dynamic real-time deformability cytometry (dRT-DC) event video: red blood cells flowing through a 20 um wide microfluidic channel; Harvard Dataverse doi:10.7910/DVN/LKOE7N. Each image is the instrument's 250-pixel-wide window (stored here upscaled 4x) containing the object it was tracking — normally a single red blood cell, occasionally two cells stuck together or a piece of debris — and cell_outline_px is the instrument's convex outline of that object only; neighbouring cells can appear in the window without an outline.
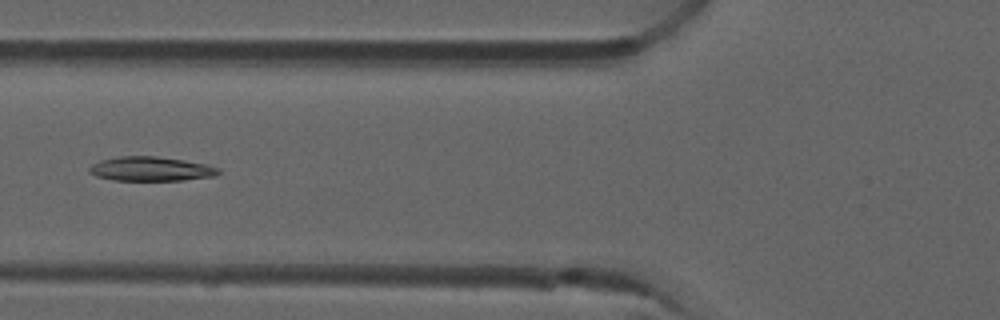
{"species": "common noctule bat (a hibernating species)", "species_latin": "Nyctalus noctula", "temperature_condition": "room temperature", "stored_images_in_passage": 51, "camera_frame_rate_fps": 3000, "um_per_image_px": 0.085, "animal": {"sex": "male", "forearm_length_mm": 52.5}, "frame": {"image": 1, "passage_image": 19, "time_ms": 6.0, "image_size_px": [1000, 320], "cell_outline_px": [[220, 172], [216, 176], [184, 180], [116, 180], [96, 176], [88, 172], [88, 168], [92, 164], [100, 160], [120, 156], [156, 156], [184, 160], [204, 164], [220, 168]], "centroid_in_image_um": [12.82, 14.35], "position_along_channel_um": 113.0, "area_um2": 18.26}}
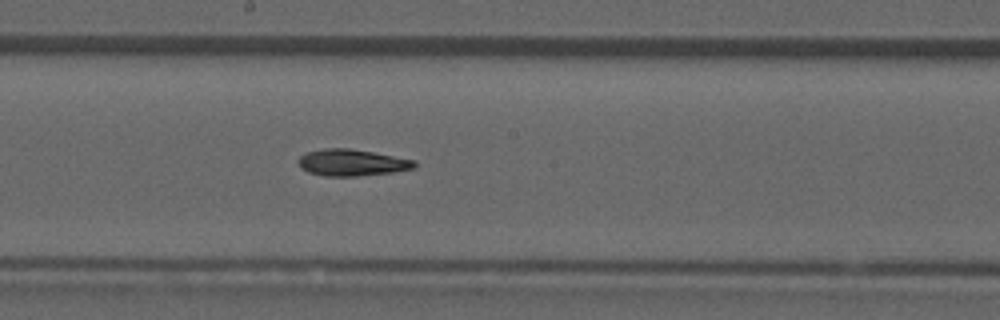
{"frame": {"image": 2, "passage_image": 27, "time_ms": 8.667, "image_size_px": [1000, 320], "cell_outline_px": [[416, 168], [392, 172], [356, 176], [324, 176], [308, 172], [300, 168], [296, 160], [300, 156], [308, 152], [324, 148], [348, 148], [372, 152], [416, 160]], "centroid_in_image_um": [29.89, 13.82], "position_along_channel_um": 218.3, "area_um2": 18.03}}
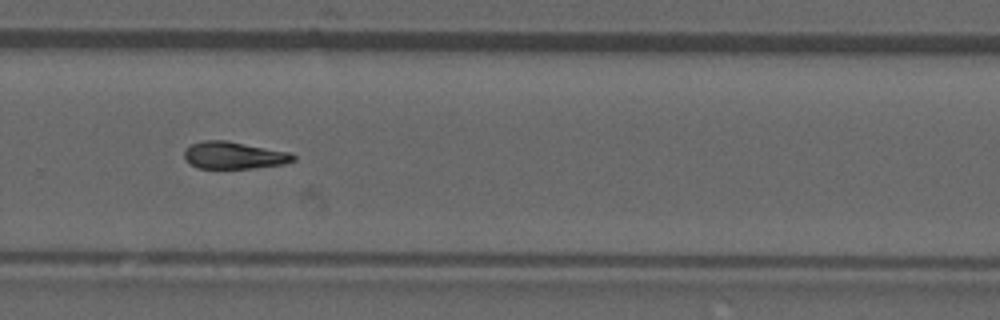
{"frame": {"image": 3, "passage_image": 34, "time_ms": 11.0, "image_size_px": [1000, 320], "cell_outline_px": [[296, 160], [284, 164], [252, 168], [196, 168], [188, 164], [184, 156], [184, 148], [192, 144], [204, 140], [228, 140], [292, 152], [296, 156]], "centroid_in_image_um": [19.9, 13.19], "position_along_channel_um": 309.9, "area_um2": 17.63}}